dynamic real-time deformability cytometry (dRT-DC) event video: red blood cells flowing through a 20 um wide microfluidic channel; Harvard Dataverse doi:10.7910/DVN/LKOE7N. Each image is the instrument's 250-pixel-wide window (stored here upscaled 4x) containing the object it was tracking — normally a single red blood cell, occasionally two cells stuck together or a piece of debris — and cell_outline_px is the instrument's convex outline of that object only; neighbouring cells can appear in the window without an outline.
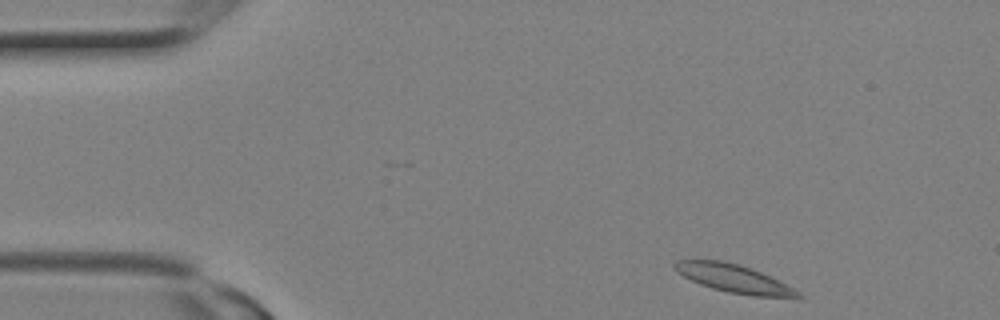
{"species": "Egyptian fruit bat (a non-hibernating species)", "species_latin": "Rousettus aegyptiacus", "temperature_condition": "room temperature", "stored_images_in_passage": 10, "camera_frame_rate_fps": 3000, "um_per_image_px": 0.085, "animal": {"sex": "female"}, "frame": {"image": 1, "passage_image": 1, "time_ms": 0.0, "image_size_px": [1000, 320], "cell_outline_px": [[804, 296], [752, 296], [728, 292], [712, 288], [700, 284], [676, 272], [672, 264], [676, 260], [720, 260], [740, 264], [760, 272], [800, 292]], "centroid_in_image_um": [62.27, 23.65], "position_along_channel_um": 22.7, "area_um2": 19.65}}
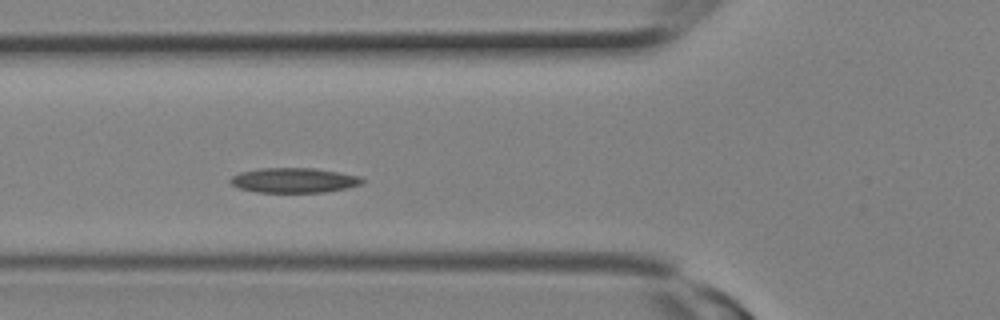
{"frame": {"image": 2, "passage_image": 7, "time_ms": 2.0, "image_size_px": [1000, 320], "cell_outline_px": [[364, 180], [360, 184], [348, 188], [328, 192], [256, 192], [240, 188], [232, 184], [228, 180], [232, 176], [240, 172], [260, 168], [316, 168], [340, 172], [360, 176]], "centroid_in_image_um": [25.0, 15.32], "position_along_channel_um": 100.8, "area_um2": 19.19}}
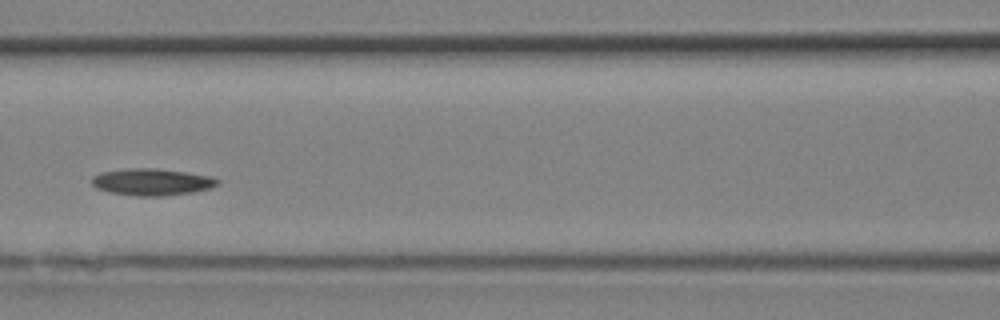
{"frame": {"image": 3, "passage_image": 9, "time_ms": 2.667, "image_size_px": [1000, 320], "cell_outline_px": [[220, 184], [212, 188], [192, 192], [160, 196], [136, 196], [108, 192], [96, 188], [92, 184], [92, 176], [100, 172], [128, 168], [156, 168], [216, 176], [220, 180]], "centroid_in_image_um": [12.95, 15.46], "position_along_channel_um": 153.6, "area_um2": 20.0}}